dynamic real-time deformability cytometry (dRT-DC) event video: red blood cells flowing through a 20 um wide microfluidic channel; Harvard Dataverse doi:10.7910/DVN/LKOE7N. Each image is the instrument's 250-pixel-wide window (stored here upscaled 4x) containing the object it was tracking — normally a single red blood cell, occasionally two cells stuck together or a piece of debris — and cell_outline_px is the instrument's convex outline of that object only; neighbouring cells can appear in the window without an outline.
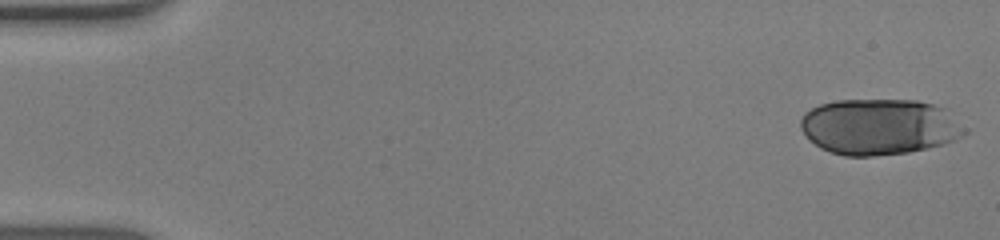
{"species": "human", "species_latin": "Homo sapiens", "temperature_condition": "warm", "stored_images_in_passage": 52, "segment_of_instrument_passage": [1, 2], "camera_frame_rate_fps": 3000, "um_per_image_px": 0.085, "donor": {"sex": "male"}, "frame": {"image": 1, "passage_image": 1, "time_ms": 0.0, "image_size_px": [1000, 240], "cell_outline_px": [[968, 132], [944, 144], [928, 148], [908, 152], [872, 156], [844, 156], [820, 148], [800, 128], [800, 120], [804, 112], [820, 104], [836, 100], [916, 100], [948, 108]], "centroid_in_image_um": [74.76, 10.76], "position_along_channel_um": 10.2, "area_um2": 53.58}}
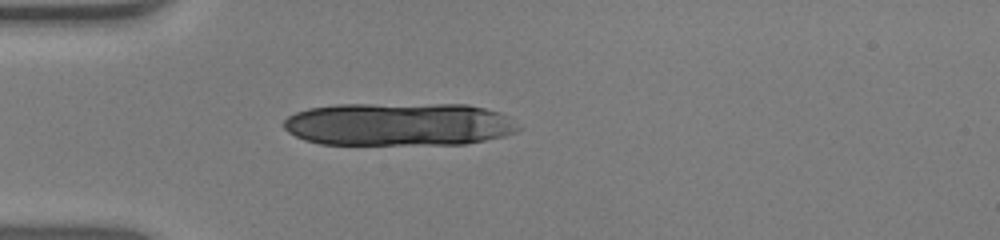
{"frame": {"image": 2, "passage_image": 15, "time_ms": 4.667, "image_size_px": [1000, 240], "cell_outline_px": [[524, 128], [516, 132], [504, 136], [464, 144], [320, 144], [304, 140], [288, 132], [284, 128], [284, 120], [288, 116], [296, 112], [308, 108], [336, 104], [468, 104], [500, 112], [508, 116]], "centroid_in_image_um": [33.93, 10.55], "position_along_channel_um": 51.1, "area_um2": 59.48}}